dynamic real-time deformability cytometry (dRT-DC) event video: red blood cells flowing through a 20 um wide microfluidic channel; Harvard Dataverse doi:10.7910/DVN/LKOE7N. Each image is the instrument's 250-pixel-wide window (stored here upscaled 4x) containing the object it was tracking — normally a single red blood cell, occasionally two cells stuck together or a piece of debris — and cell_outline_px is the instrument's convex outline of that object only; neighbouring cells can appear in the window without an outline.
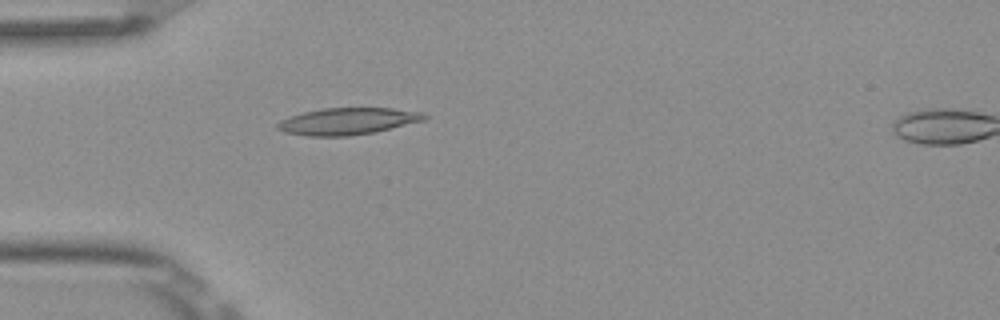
{"species": "Egyptian fruit bat (a non-hibernating species)", "species_latin": "Rousettus aegyptiacus", "temperature_condition": "room temperature", "stored_images_in_passage": 5, "camera_frame_rate_fps": 3000, "um_per_image_px": 0.085, "frame": {"image": 1, "passage_image": 4, "time_ms": 1.0, "image_size_px": [1000, 320], "cell_outline_px": [[428, 116], [424, 120], [376, 132], [348, 136], [308, 136], [284, 132], [276, 128], [276, 124], [280, 120], [288, 116], [304, 112], [324, 108], [392, 108], [424, 112]], "centroid_in_image_um": [29.54, 10.3], "position_along_channel_um": 55.5, "area_um2": 23.06}}